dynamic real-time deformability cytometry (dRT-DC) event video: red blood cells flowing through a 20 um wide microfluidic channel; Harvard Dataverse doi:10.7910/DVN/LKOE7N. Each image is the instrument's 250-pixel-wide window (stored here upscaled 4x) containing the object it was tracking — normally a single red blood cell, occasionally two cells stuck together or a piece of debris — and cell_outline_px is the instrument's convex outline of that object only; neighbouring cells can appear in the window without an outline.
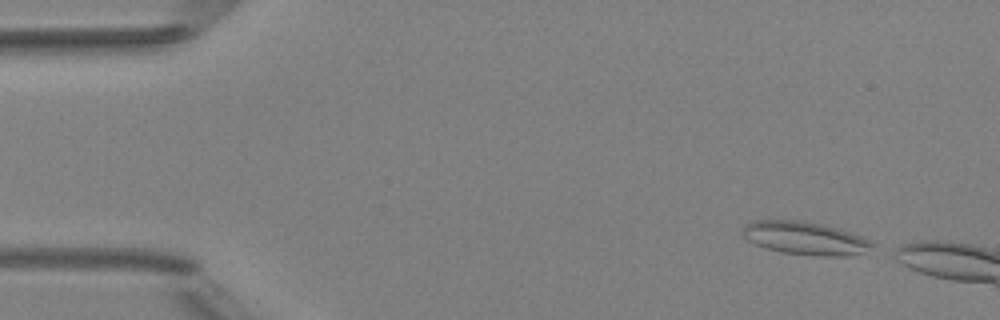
{"species": "Egyptian fruit bat (a non-hibernating species)", "species_latin": "Rousettus aegyptiacus", "temperature_condition": "room temperature", "stored_images_in_passage": 4, "camera_frame_rate_fps": 3000, "um_per_image_px": 0.085, "animal": {"sex": "female"}, "frame": {"image": 1, "passage_image": 1, "time_ms": 0.0, "image_size_px": [1000, 320], "cell_outline_px": [[876, 244], [860, 252], [848, 256], [816, 256], [780, 252], [756, 244], [748, 240], [744, 236], [740, 228], [744, 224], [752, 220], [804, 220], [824, 224], [864, 236]], "centroid_in_image_um": [68.4, 20.22], "position_along_channel_um": 16.6, "area_um2": 25.14}}